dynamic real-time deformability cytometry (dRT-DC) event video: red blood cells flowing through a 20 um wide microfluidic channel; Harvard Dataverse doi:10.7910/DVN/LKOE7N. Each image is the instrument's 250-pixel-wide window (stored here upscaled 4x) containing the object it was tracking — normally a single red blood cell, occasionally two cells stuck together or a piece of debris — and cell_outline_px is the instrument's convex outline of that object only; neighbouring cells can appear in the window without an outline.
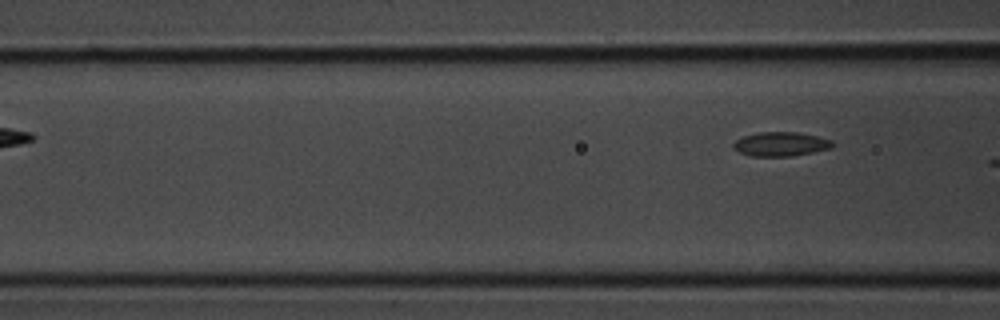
{"species": "common noctule bat (a hibernating species)", "species_latin": "Nyctalus noctula", "temperature_condition": "room temperature", "stored_images_in_passage": 6, "camera_frame_rate_fps": 3000, "um_per_image_px": 0.085, "animal": {"sex": "male", "body_mass_g": 20.1, "forearm_length_mm": 53.5}, "frame": {"image": 1, "passage_image": 6, "time_ms": 1.667, "image_size_px": [1000, 320], "cell_outline_px": [[836, 144], [832, 148], [792, 156], [752, 156], [740, 152], [732, 148], [732, 144], [736, 140], [744, 136], [760, 132], [796, 132], [816, 136], [832, 140]], "centroid_in_image_um": [66.38, 12.25], "position_along_channel_um": 100.2, "area_um2": 13.93}}